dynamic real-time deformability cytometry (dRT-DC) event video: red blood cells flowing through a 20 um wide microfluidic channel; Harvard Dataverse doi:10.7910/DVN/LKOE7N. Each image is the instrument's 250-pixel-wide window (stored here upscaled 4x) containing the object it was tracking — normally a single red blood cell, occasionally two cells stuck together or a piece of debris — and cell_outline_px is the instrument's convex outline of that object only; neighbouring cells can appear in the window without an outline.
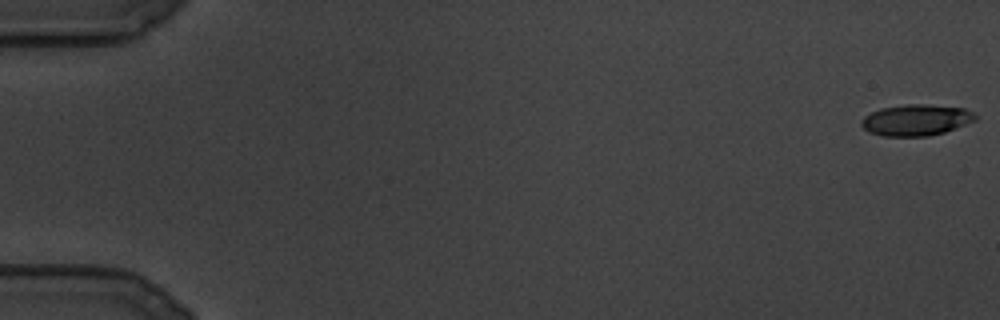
{"species": "common noctule bat (a hibernating species)", "species_latin": "Nyctalus noctula", "temperature_condition": "cold", "stored_images_in_passage": 112, "camera_frame_rate_fps": 3000, "um_per_image_px": 0.085, "animal": {"sex": "male", "body_mass_g": 19.5, "forearm_length_mm": 54.6}, "frame": {"image": 1, "passage_image": 1, "time_ms": 0.0, "image_size_px": [1000, 320], "cell_outline_px": [[976, 120], [944, 132], [928, 136], [884, 136], [868, 132], [860, 124], [860, 120], [864, 116], [880, 108], [904, 104], [924, 104], [964, 108], [972, 112], [976, 116]], "centroid_in_image_um": [77.83, 10.2], "position_along_channel_um": 7.2, "area_um2": 20.69}}
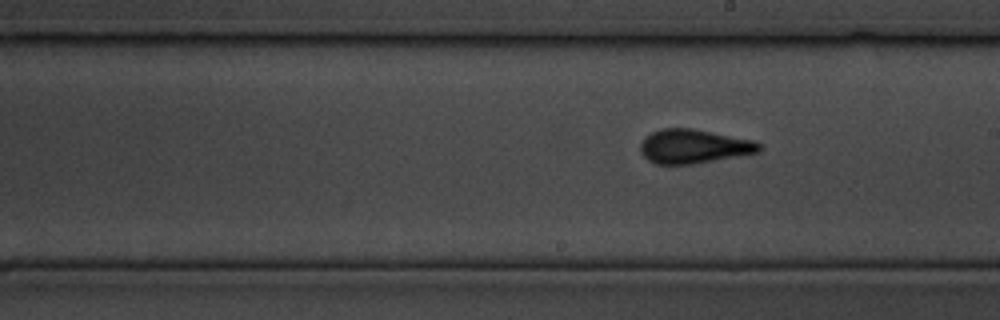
{"frame": {"image": 2, "passage_image": 64, "time_ms": 21.0, "image_size_px": [1000, 320], "cell_outline_px": [[764, 148], [760, 152], [692, 164], [656, 164], [648, 160], [640, 152], [640, 144], [644, 136], [660, 128], [692, 128], [756, 140], [764, 144]], "centroid_in_image_um": [59.0, 12.43], "position_along_channel_um": 230.0, "area_um2": 23.93}}
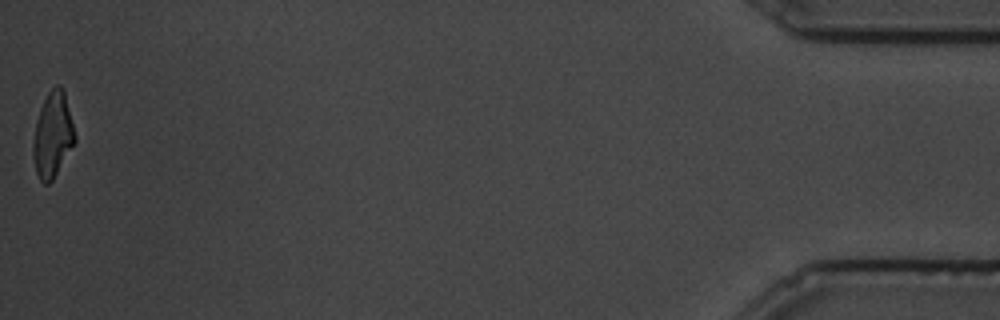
{"frame": {"image": 3, "passage_image": 112, "time_ms": 37.0, "image_size_px": [1000, 320], "cell_outline_px": [[76, 140], [52, 180], [48, 184], [44, 184], [40, 180], [36, 172], [32, 156], [32, 144], [36, 120], [40, 108], [48, 92], [56, 84], [60, 84], [64, 92], [76, 136]], "centroid_in_image_um": [4.45, 11.47], "position_along_channel_um": 430.7, "area_um2": 20.58}}